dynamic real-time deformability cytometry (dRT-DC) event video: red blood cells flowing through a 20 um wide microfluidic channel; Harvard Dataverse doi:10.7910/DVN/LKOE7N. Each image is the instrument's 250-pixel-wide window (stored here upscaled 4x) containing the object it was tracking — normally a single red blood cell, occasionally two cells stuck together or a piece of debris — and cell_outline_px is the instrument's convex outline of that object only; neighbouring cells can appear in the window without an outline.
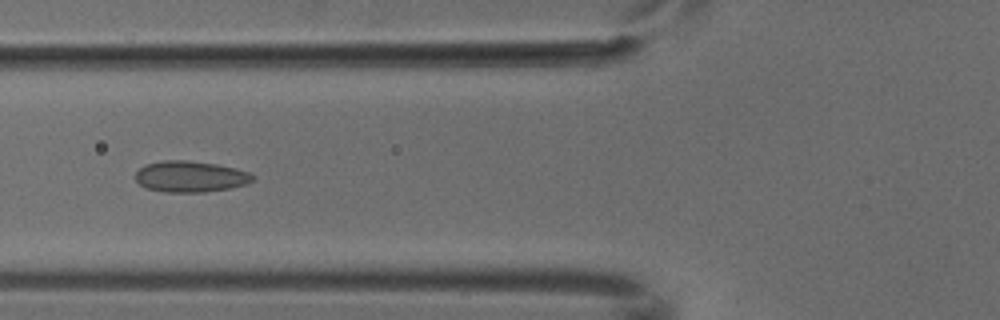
{"species": "common noctule bat (a hibernating species)", "species_latin": "Nyctalus noctula", "temperature_condition": "cold", "stored_images_in_passage": 3, "camera_frame_rate_fps": 3000, "um_per_image_px": 0.085, "animal": {"sex": "male", "body_mass_g": 18.8}, "frame": {"image": 1, "passage_image": 3, "time_ms": 0.667, "image_size_px": [1000, 320], "cell_outline_px": [[252, 180], [248, 184], [228, 188], [204, 192], [164, 192], [148, 188], [140, 184], [136, 180], [136, 172], [144, 164], [160, 160], [188, 160], [216, 164], [236, 168], [252, 172]], "centroid_in_image_um": [16.18, 14.99], "position_along_channel_um": 109.6, "area_um2": 21.33}}